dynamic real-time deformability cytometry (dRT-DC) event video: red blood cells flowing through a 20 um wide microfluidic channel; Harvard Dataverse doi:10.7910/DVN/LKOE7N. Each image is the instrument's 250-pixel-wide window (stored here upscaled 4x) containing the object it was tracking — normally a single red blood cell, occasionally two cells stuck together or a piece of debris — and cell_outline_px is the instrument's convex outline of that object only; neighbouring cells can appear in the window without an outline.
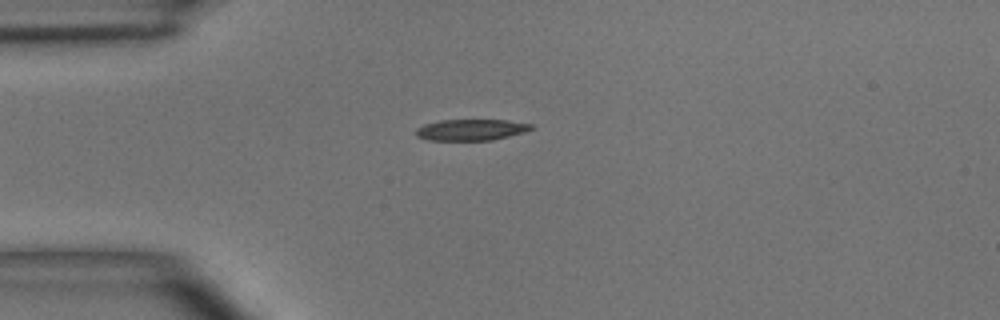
{"species": "common noctule bat (a hibernating species)", "species_latin": "Nyctalus noctula", "temperature_condition": "room temperature", "stored_images_in_passage": 5, "camera_frame_rate_fps": 3000, "um_per_image_px": 0.085, "animal": {"sex": "male", "body_mass_g": 15.6}, "frame": {"image": 1, "passage_image": 5, "time_ms": 5.667, "image_size_px": [1000, 320], "cell_outline_px": [[536, 128], [524, 132], [492, 140], [428, 140], [416, 136], [416, 128], [424, 124], [440, 120], [508, 120], [532, 124]], "centroid_in_image_um": [40.05, 11.03], "position_along_channel_um": 44.9, "area_um2": 14.28}}